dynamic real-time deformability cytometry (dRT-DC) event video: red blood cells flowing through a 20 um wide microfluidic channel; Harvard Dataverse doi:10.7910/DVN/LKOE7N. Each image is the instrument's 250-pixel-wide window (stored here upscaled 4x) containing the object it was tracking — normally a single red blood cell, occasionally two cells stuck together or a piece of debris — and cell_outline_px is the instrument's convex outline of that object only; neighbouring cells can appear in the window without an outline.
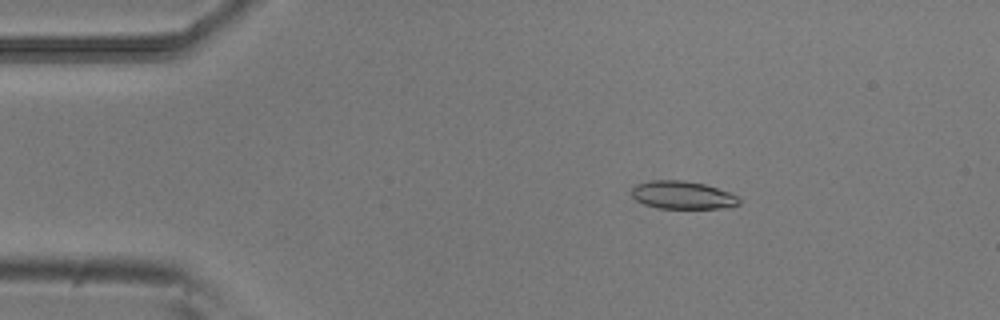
{"species": "common noctule bat (a hibernating species)", "species_latin": "Nyctalus noctula", "temperature_condition": "room temperature", "stored_images_in_passage": 48, "camera_frame_rate_fps": 3000, "um_per_image_px": 0.085, "animal": {"sex": "male", "body_mass_g": 20.5, "forearm_length_mm": 52.5}, "frame": {"image": 1, "passage_image": 4, "time_ms": 1.0, "image_size_px": [1000, 320], "cell_outline_px": [[740, 204], [724, 208], [656, 208], [644, 204], [636, 200], [632, 196], [632, 188], [636, 184], [652, 180], [680, 180], [704, 184], [728, 192], [736, 196], [740, 200]], "centroid_in_image_um": [57.98, 16.58], "position_along_channel_um": 27.0, "area_um2": 17.34}}
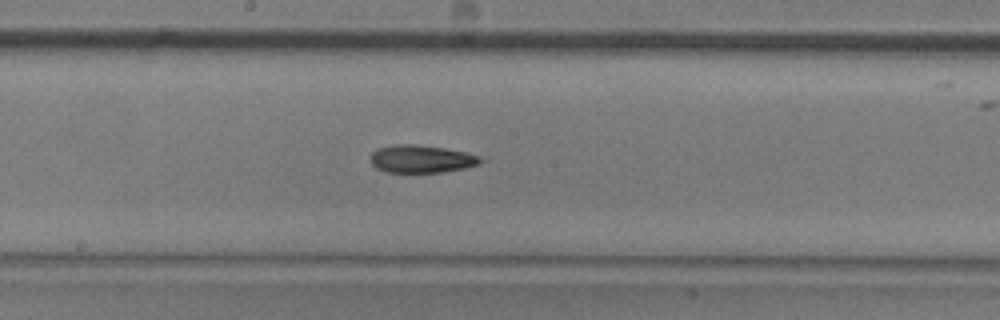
{"frame": {"image": 2, "passage_image": 23, "time_ms": 7.333, "image_size_px": [1000, 320], "cell_outline_px": [[488, 160], [480, 164], [464, 168], [444, 172], [384, 172], [376, 168], [372, 164], [372, 152], [376, 148], [396, 144], [416, 144], [444, 148], [464, 152], [480, 156]], "centroid_in_image_um": [35.85, 13.51], "position_along_channel_um": 212.3, "area_um2": 17.92}}
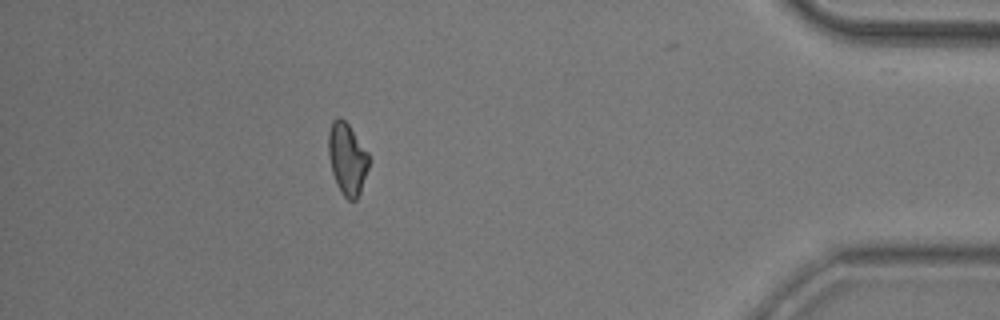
{"frame": {"image": 3, "passage_image": 42, "time_ms": 13.667, "image_size_px": [1000, 320], "cell_outline_px": [[368, 168], [360, 192], [356, 200], [348, 200], [344, 196], [336, 184], [332, 172], [328, 156], [328, 132], [332, 120], [336, 116], [340, 116], [348, 124], [368, 152]], "centroid_in_image_um": [29.48, 13.47], "position_along_channel_um": 405.7, "area_um2": 16.94}, "authors_computed_cell_mechanics": {"area_um2": 17.5712, "velocity_mm_per_s": 3.839, "shape_relaxation_time_tau1_ms": null, "shape_relaxation_time_tau2_ms": 7.1351, "deformation_change_tau1": null, "deformation_change_tau2": 0.177}}